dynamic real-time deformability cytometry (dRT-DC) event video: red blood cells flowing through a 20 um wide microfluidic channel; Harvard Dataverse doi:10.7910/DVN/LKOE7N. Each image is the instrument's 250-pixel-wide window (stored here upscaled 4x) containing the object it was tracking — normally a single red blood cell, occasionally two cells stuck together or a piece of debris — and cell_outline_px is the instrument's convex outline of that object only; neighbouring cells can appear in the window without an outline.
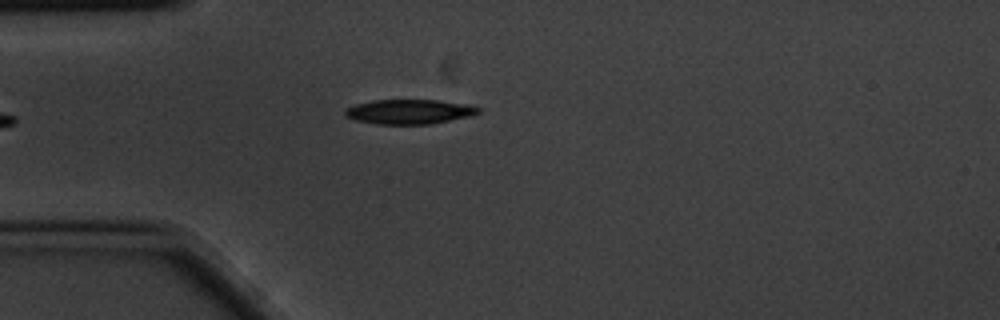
{"species": "common noctule bat (a hibernating species)", "species_latin": "Nyctalus noctula", "temperature_condition": "cold", "stored_images_in_passage": 4, "camera_frame_rate_fps": 3000, "um_per_image_px": 0.085, "animal": {"sex": "male", "body_mass_g": 20.1, "forearm_length_mm": 53.5}, "frame": {"image": 1, "passage_image": 4, "time_ms": 1.0, "image_size_px": [1000, 320], "cell_outline_px": [[480, 112], [472, 116], [432, 124], [376, 124], [356, 120], [344, 116], [344, 112], [348, 108], [356, 104], [372, 100], [436, 100], [468, 104], [480, 108]], "centroid_in_image_um": [34.82, 9.5], "position_along_channel_um": 50.2, "area_um2": 19.19}}